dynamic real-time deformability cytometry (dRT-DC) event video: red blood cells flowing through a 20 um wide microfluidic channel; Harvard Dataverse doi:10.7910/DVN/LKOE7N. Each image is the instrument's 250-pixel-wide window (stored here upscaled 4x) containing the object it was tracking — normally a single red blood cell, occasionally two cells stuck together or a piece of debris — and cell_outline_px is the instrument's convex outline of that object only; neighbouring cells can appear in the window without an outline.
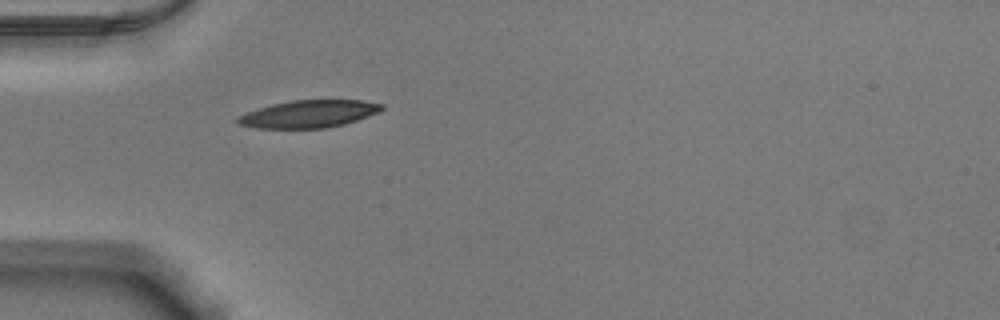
{"species": "Egyptian fruit bat (a non-hibernating species)", "species_latin": "Rousettus aegyptiacus", "temperature_condition": "warm", "stored_images_in_passage": 30, "camera_frame_rate_fps": 3000, "um_per_image_px": 0.085, "animal": {"sex": "male"}, "frame": {"image": 1, "passage_image": 1, "time_ms": 0.0, "image_size_px": [1000, 320], "cell_outline_px": [[384, 108], [380, 112], [344, 124], [328, 128], [256, 128], [240, 124], [236, 120], [244, 112], [272, 104], [292, 100], [364, 100], [384, 104]], "centroid_in_image_um": [26.28, 9.68], "position_along_channel_um": 58.7, "area_um2": 23.06}}
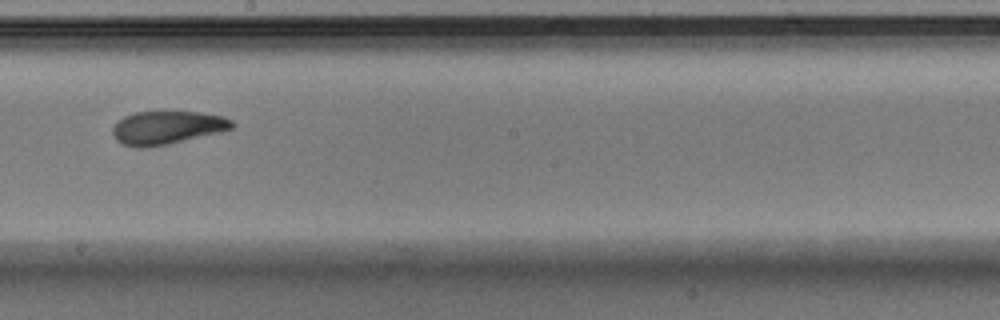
{"frame": {"image": 2, "passage_image": 15, "time_ms": 4.667, "image_size_px": [1000, 320], "cell_outline_px": [[236, 124], [232, 128], [168, 144], [144, 148], [136, 148], [120, 144], [116, 140], [112, 132], [112, 128], [124, 116], [136, 112], [164, 108], [200, 112], [224, 116], [232, 120]], "centroid_in_image_um": [14.17, 10.79], "position_along_channel_um": 234.0, "area_um2": 23.87}}
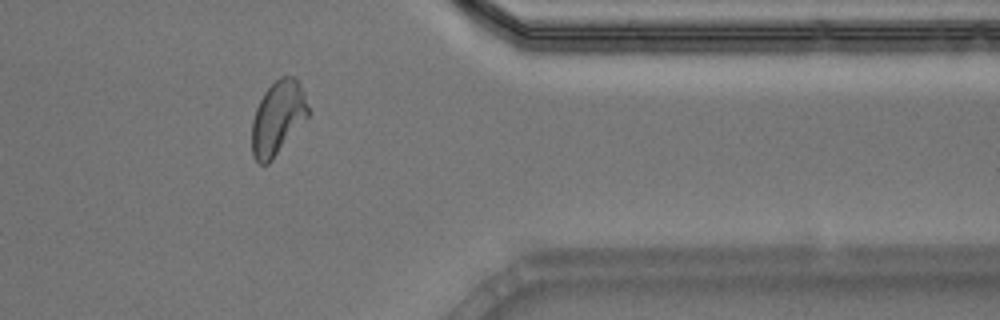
{"frame": {"image": 3, "passage_image": 28, "time_ms": 9.0, "image_size_px": [1000, 320], "cell_outline_px": [[312, 112], [272, 160], [268, 164], [260, 164], [252, 156], [252, 120], [256, 108], [264, 92], [280, 76], [292, 76], [300, 84], [304, 92]], "centroid_in_image_um": [23.63, 10.02], "position_along_channel_um": 387.8, "area_um2": 24.28}, "authors_computed_cell_mechanics": {"area_um2": 23.5535, "velocity_mm_per_s": 3.854, "shape_relaxation_time_tau1_ms": 3.847, "shape_relaxation_time_tau2_ms": 1.6966, "deformation_change_tau1": 0.1575, "deformation_change_tau2": 0.0778}}